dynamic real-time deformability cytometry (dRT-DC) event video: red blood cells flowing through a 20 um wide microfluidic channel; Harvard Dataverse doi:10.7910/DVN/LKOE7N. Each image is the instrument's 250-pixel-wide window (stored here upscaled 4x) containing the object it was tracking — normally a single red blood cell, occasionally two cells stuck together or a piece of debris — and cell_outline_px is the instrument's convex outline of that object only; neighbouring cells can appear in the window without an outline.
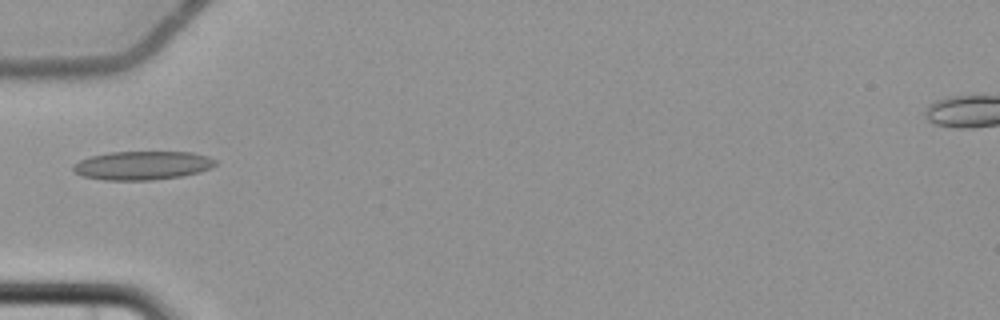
{"species": "common noctule bat (a hibernating species)", "species_latin": "Nyctalus noctula", "temperature_condition": "cold", "stored_images_in_passage": 5, "camera_frame_rate_fps": 3000, "um_per_image_px": 0.085, "animal": {"sex": "female", "body_mass_g": 22.7, "forearm_length_mm": 54.2}, "frame": {"image": 1, "passage_image": 5, "time_ms": 5.667, "image_size_px": [1000, 320], "cell_outline_px": [[216, 164], [212, 168], [200, 172], [180, 176], [152, 180], [104, 180], [84, 176], [72, 172], [72, 164], [88, 156], [112, 152], [192, 152], [208, 156], [216, 160]], "centroid_in_image_um": [12.08, 14.06], "position_along_channel_um": 72.9, "area_um2": 23.93}}